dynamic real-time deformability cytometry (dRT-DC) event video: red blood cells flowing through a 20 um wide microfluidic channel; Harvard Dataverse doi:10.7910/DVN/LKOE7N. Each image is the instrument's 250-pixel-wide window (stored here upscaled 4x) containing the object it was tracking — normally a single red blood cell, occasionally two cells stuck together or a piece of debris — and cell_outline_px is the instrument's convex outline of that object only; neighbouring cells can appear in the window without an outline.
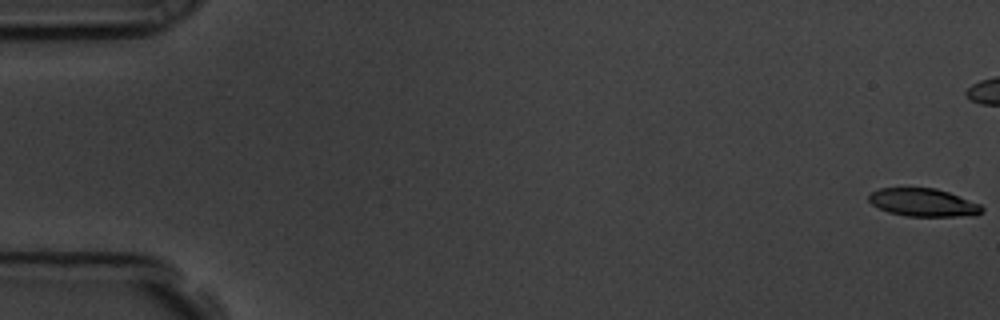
{"species": "common noctule bat (a hibernating species)", "species_latin": "Nyctalus noctula", "temperature_condition": "room temperature", "stored_images_in_passage": 47, "camera_frame_rate_fps": 3000, "um_per_image_px": 0.085, "animal": {"sex": "male", "body_mass_g": 19.5, "forearm_length_mm": 54.6}, "frame": {"image": 1, "passage_image": 1, "time_ms": 0.0, "image_size_px": [1000, 320], "cell_outline_px": [[984, 212], [976, 216], [904, 216], [888, 212], [872, 204], [868, 200], [868, 196], [872, 192], [880, 188], [936, 188], [948, 192], [980, 204], [984, 208]], "centroid_in_image_um": [78.51, 17.22], "position_along_channel_um": 6.5, "area_um2": 18.5}}
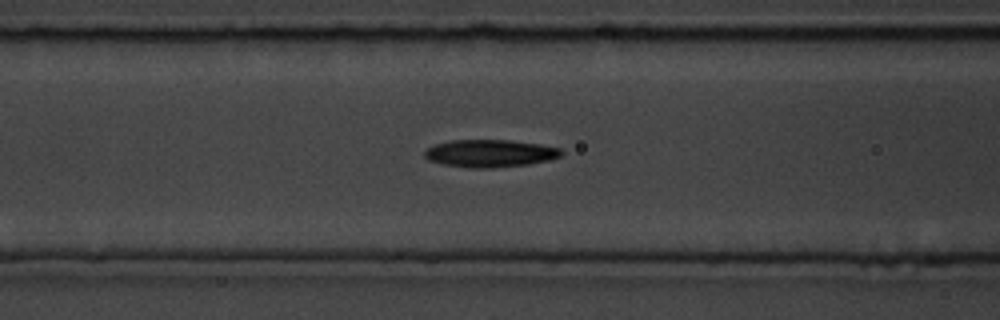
{"frame": {"image": 2, "passage_image": 24, "time_ms": 7.667, "image_size_px": [1000, 320], "cell_outline_px": [[564, 152], [560, 156], [548, 160], [528, 164], [488, 168], [472, 168], [444, 164], [428, 160], [424, 156], [424, 152], [428, 148], [436, 144], [452, 140], [512, 140], [540, 144], [560, 148]], "centroid_in_image_um": [41.66, 13.03], "position_along_channel_um": 124.9, "area_um2": 21.79}}
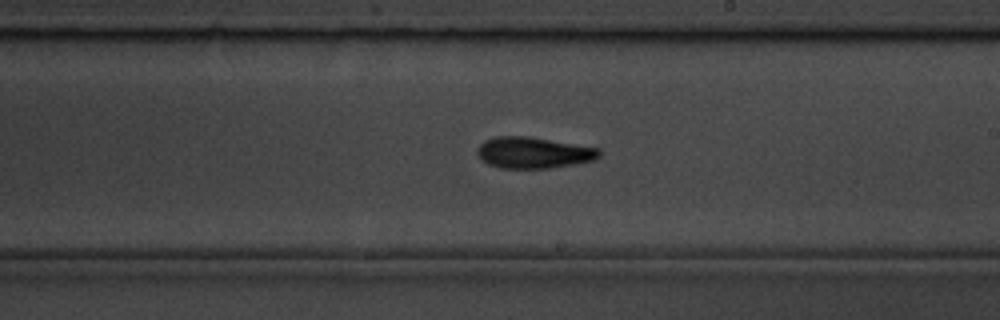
{"frame": {"image": 3, "passage_image": 34, "time_ms": 11.0, "image_size_px": [1000, 320], "cell_outline_px": [[600, 156], [596, 160], [576, 164], [548, 168], [500, 168], [488, 164], [476, 152], [476, 148], [484, 140], [496, 136], [528, 136], [600, 148]], "centroid_in_image_um": [45.36, 12.97], "position_along_channel_um": 243.6, "area_um2": 22.31}}